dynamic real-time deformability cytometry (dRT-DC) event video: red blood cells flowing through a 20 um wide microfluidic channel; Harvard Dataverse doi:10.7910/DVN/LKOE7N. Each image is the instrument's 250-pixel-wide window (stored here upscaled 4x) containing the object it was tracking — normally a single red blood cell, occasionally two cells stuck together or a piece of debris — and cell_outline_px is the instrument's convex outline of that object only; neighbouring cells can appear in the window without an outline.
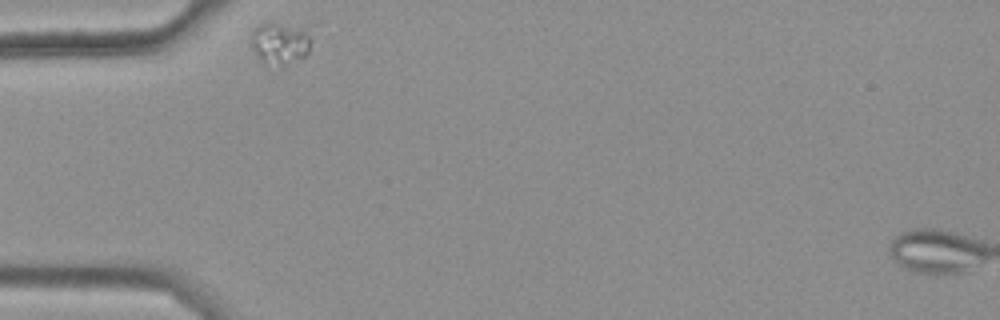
{"species": "common noctule bat (a hibernating species)", "species_latin": "Nyctalus noctula", "temperature_condition": "warm", "stored_images_in_passage": 44, "segment_of_instrument_passage": [1, 2], "camera_frame_rate_fps": 3000, "um_per_image_px": 0.085, "animal": {"sex": "female", "body_mass_g": 25.1}, "frame": {"image": 1, "passage_image": 1, "time_ms": 0.0, "image_size_px": [1000, 320], "cell_outline_px": [[316, 24], [308, 52], [304, 56], [284, 68], [264, 64], [252, 52], [248, 44], [252, 32], [256, 24], [264, 20], [272, 20]], "centroid_in_image_um": [23.88, 3.55], "position_along_channel_um": 61.1, "area_um2": 17.34}}
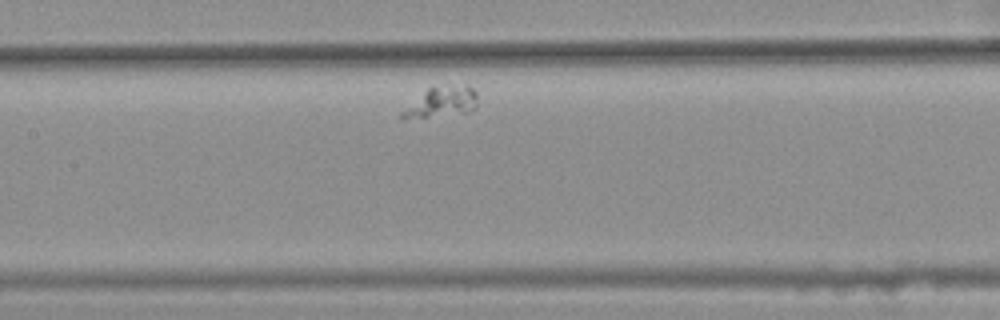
{"frame": {"image": 2, "passage_image": 13, "time_ms": 4.0, "image_size_px": [1000, 320], "cell_outline_px": [[476, 104], [468, 112], [400, 120], [400, 112], [432, 84], [468, 84], [476, 92]], "centroid_in_image_um": [37.49, 8.63], "position_along_channel_um": 169.9, "area_um2": 13.64}}
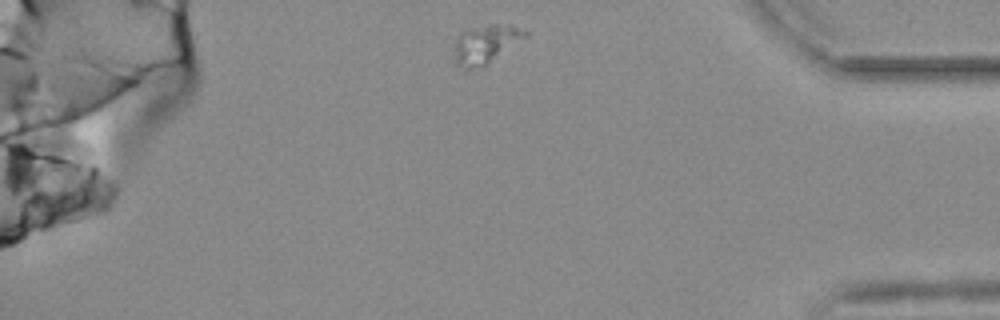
{"frame": {"image": 3, "passage_image": 38, "time_ms": 12.333, "image_size_px": [1000, 320], "cell_outline_px": [[528, 36], [484, 68], [464, 68], [456, 64], [456, 36], [460, 32], [488, 24], [496, 24], [516, 28], [528, 32]], "centroid_in_image_um": [41.3, 3.78], "position_along_channel_um": 393.9, "area_um2": 15.78}}